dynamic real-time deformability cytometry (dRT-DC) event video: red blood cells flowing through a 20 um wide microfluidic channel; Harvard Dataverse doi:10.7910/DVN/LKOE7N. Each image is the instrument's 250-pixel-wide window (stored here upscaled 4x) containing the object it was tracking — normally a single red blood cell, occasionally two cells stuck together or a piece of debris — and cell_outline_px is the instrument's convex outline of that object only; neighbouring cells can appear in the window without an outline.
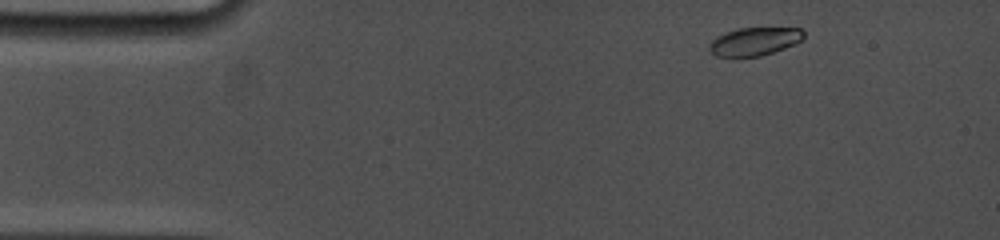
{"species": "common noctule bat (a hibernating species)", "species_latin": "Nyctalus noctula", "temperature_condition": "cold", "stored_images_in_passage": 66, "camera_frame_rate_fps": 5000, "um_per_image_px": 0.085, "animal": {"sex": "female", "body_mass_g": 19.0, "forearm_length_mm": 53.3}, "frame": {"image": 1, "passage_image": 2, "time_ms": 0.4, "image_size_px": [1000, 240], "cell_outline_px": [[804, 36], [800, 40], [784, 48], [760, 56], [716, 56], [708, 48], [712, 40], [716, 36], [724, 32], [740, 28], [800, 28], [804, 32]], "centroid_in_image_um": [64.1, 3.51], "position_along_channel_um": 20.9, "area_um2": 15.2}}
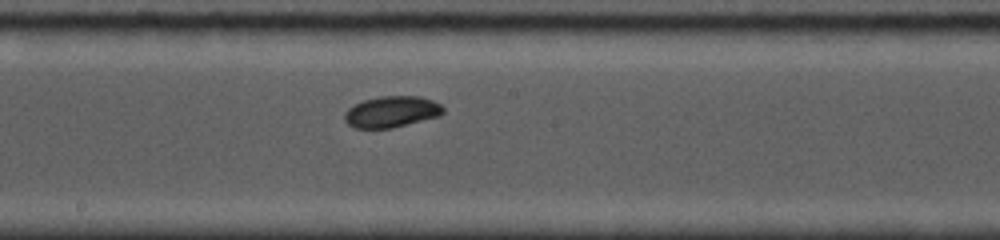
{"frame": {"image": 2, "passage_image": 32, "time_ms": 7.6, "image_size_px": [1000, 240], "cell_outline_px": [[444, 112], [440, 116], [392, 128], [352, 128], [344, 120], [344, 112], [348, 108], [364, 100], [380, 96], [420, 96], [432, 100], [440, 104], [444, 108]], "centroid_in_image_um": [33.28, 9.5], "position_along_channel_um": 214.9, "area_um2": 18.03}}
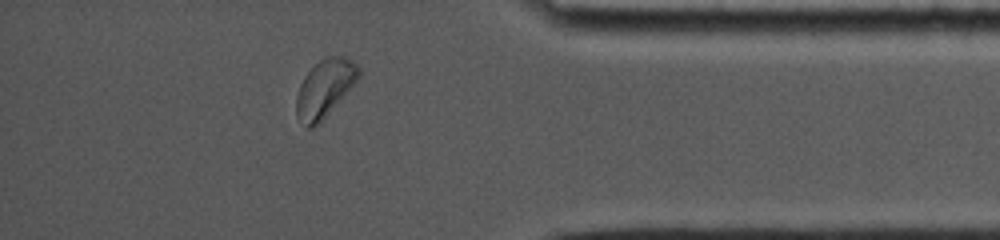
{"frame": {"image": 3, "passage_image": 59, "time_ms": 13.0, "image_size_px": [1000, 240], "cell_outline_px": [[360, 76], [328, 112], [312, 128], [308, 128], [296, 116], [296, 96], [300, 84], [304, 76], [320, 60], [328, 56], [344, 56], [352, 60], [360, 68]], "centroid_in_image_um": [27.58, 7.47], "position_along_channel_um": 407.6, "area_um2": 20.23}, "authors_computed_cell_mechanics": {"area_um2": 17.6868, "velocity_mm_per_s": 3.7801, "shape_relaxation_time_tau1_ms": 2.7996, "shape_relaxation_time_tau2_ms": null, "deformation_change_tau1": 0.0821, "deformation_change_tau2": null}}